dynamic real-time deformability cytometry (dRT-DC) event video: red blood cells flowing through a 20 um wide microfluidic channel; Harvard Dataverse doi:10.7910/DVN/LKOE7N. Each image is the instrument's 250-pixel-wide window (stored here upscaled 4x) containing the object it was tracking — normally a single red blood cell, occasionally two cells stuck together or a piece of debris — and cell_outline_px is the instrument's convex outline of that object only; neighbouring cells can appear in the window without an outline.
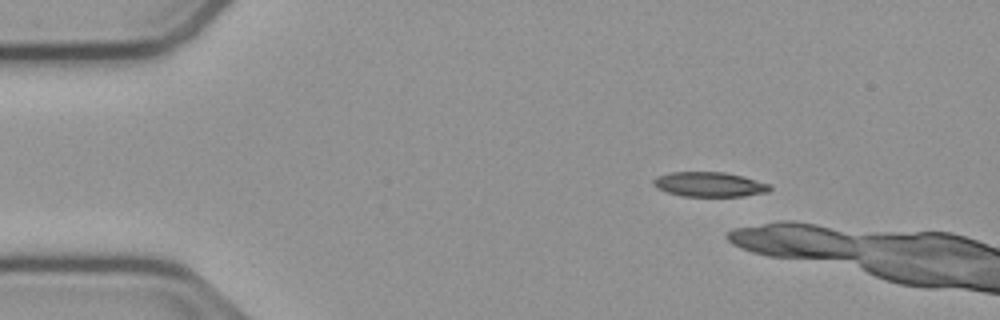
{"species": "common noctule bat (a hibernating species)", "species_latin": "Nyctalus noctula", "temperature_condition": "cold", "stored_images_in_passage": 13, "camera_frame_rate_fps": 3000, "um_per_image_px": 0.085, "animal": {"sex": "male", "body_mass_g": 23.1, "forearm_length_mm": 52.7}, "frame": {"image": 1, "passage_image": 8, "time_ms": 2.333, "image_size_px": [1000, 320], "cell_outline_px": [[772, 188], [768, 192], [744, 196], [680, 196], [656, 188], [652, 184], [652, 180], [656, 176], [672, 172], [724, 172], [744, 176], [768, 184]], "centroid_in_image_um": [60.27, 15.67], "position_along_channel_um": 24.7, "area_um2": 16.82}}